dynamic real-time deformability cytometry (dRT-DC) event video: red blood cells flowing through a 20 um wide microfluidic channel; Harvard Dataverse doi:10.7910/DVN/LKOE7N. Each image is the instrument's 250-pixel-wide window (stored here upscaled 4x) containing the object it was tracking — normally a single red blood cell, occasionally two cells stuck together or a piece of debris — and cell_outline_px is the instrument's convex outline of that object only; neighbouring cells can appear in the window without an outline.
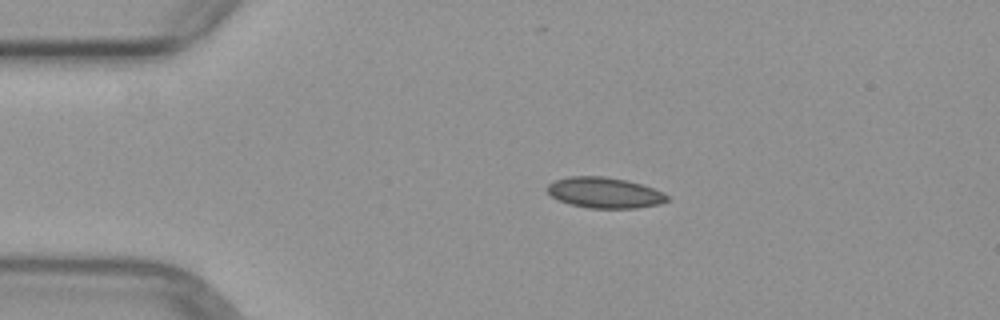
{"species": "common noctule bat (a hibernating species)", "species_latin": "Nyctalus noctula", "temperature_condition": "warm", "stored_images_in_passage": 4, "camera_frame_rate_fps": 3000, "um_per_image_px": 0.085, "animal": {"sex": "female", "body_mass_g": 29.2, "forearm_length_mm": 56.3}, "frame": {"image": 1, "passage_image": 2, "time_ms": 1.0, "image_size_px": [1000, 320], "cell_outline_px": [[668, 200], [660, 204], [636, 208], [588, 208], [572, 204], [560, 200], [552, 196], [548, 192], [548, 184], [556, 180], [568, 176], [604, 176], [628, 180], [664, 192], [668, 196]], "centroid_in_image_um": [51.41, 16.37], "position_along_channel_um": 33.6, "area_um2": 21.33}}
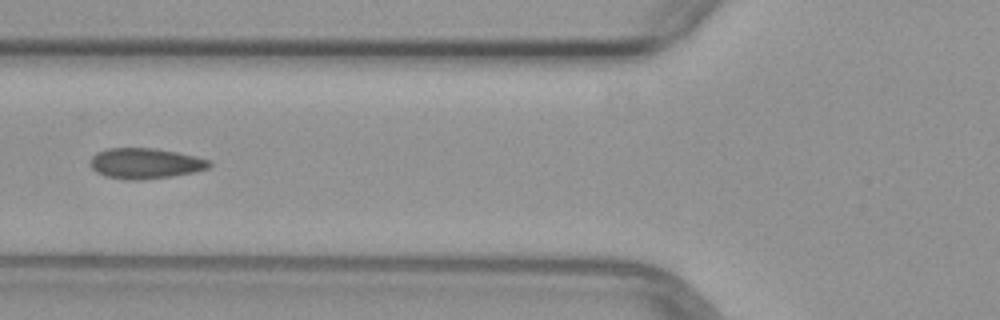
{"frame": {"image": 2, "passage_image": 4, "time_ms": 4.0, "image_size_px": [1000, 320], "cell_outline_px": [[212, 164], [208, 168], [196, 172], [172, 176], [136, 180], [124, 180], [104, 176], [96, 172], [88, 164], [92, 156], [96, 152], [108, 148], [152, 148], [176, 152], [196, 156], [212, 160]], "centroid_in_image_um": [12.34, 13.89], "position_along_channel_um": 113.5, "area_um2": 21.44}}